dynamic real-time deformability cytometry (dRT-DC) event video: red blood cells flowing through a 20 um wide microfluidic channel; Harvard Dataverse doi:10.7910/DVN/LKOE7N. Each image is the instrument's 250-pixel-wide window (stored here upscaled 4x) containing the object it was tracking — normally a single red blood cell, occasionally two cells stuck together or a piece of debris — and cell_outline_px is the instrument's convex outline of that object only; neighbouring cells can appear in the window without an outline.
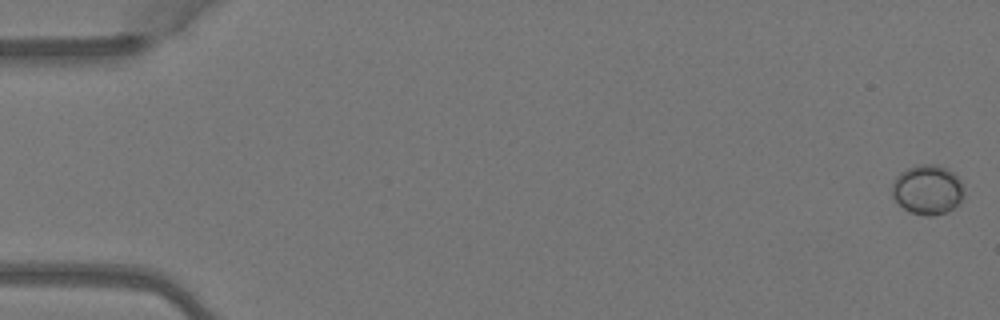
{"species": "Egyptian fruit bat (a non-hibernating species)", "species_latin": "Rousettus aegyptiacus", "temperature_condition": "warm", "stored_images_in_passage": 4, "camera_frame_rate_fps": 3000, "um_per_image_px": 0.085, "animal": {"sex": "female"}, "frame": {"image": 1, "passage_image": 1, "time_ms": 0.0, "image_size_px": [1000, 320], "cell_outline_px": [[964, 200], [960, 204], [948, 212], [932, 216], [924, 216], [908, 212], [892, 196], [892, 184], [896, 176], [900, 172], [916, 164], [936, 164], [948, 168], [964, 184]], "centroid_in_image_um": [78.88, 16.13], "position_along_channel_um": 6.1, "area_um2": 21.33}}
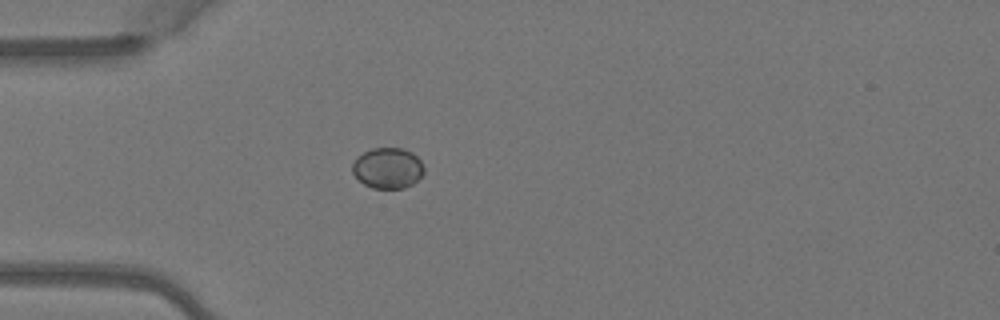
{"frame": {"image": 2, "passage_image": 4, "time_ms": 1.0, "image_size_px": [1000, 320], "cell_outline_px": [[424, 172], [412, 184], [404, 188], [372, 188], [364, 184], [352, 172], [352, 164], [356, 156], [372, 148], [404, 148], [412, 152], [420, 160], [424, 168]], "centroid_in_image_um": [32.94, 14.27], "position_along_channel_um": 52.1, "area_um2": 16.99}}